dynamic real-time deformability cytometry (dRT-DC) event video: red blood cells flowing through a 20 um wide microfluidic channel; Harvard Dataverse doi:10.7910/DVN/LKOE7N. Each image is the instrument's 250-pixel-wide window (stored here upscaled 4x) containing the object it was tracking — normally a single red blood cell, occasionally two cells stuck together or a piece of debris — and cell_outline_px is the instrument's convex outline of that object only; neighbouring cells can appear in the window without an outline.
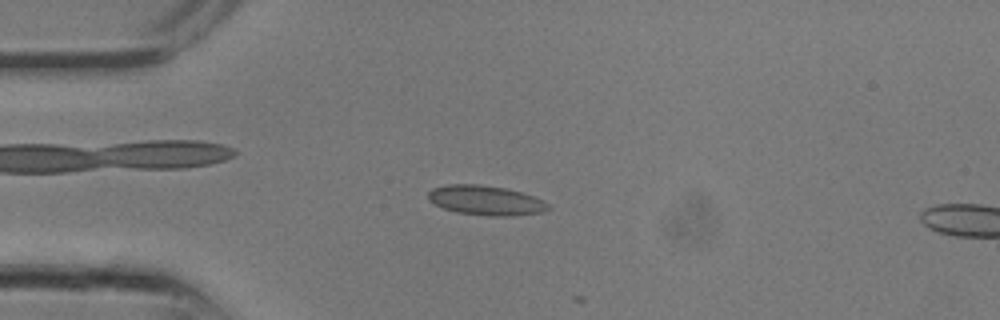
{"species": "common noctule bat (a hibernating species)", "species_latin": "Nyctalus noctula", "temperature_condition": "room temperature", "stored_images_in_passage": 8, "camera_frame_rate_fps": 3000, "um_per_image_px": 0.085, "animal": {"sex": "male", "body_mass_g": 13.3}, "frame": {"image": 1, "passage_image": 6, "time_ms": 1.667, "image_size_px": [1000, 320], "cell_outline_px": [[548, 208], [544, 212], [512, 216], [492, 216], [456, 212], [444, 208], [428, 200], [428, 192], [432, 188], [448, 184], [480, 184], [504, 188], [520, 192], [544, 200], [548, 204]], "centroid_in_image_um": [41.27, 17.03], "position_along_channel_um": 43.7, "area_um2": 20.63}}